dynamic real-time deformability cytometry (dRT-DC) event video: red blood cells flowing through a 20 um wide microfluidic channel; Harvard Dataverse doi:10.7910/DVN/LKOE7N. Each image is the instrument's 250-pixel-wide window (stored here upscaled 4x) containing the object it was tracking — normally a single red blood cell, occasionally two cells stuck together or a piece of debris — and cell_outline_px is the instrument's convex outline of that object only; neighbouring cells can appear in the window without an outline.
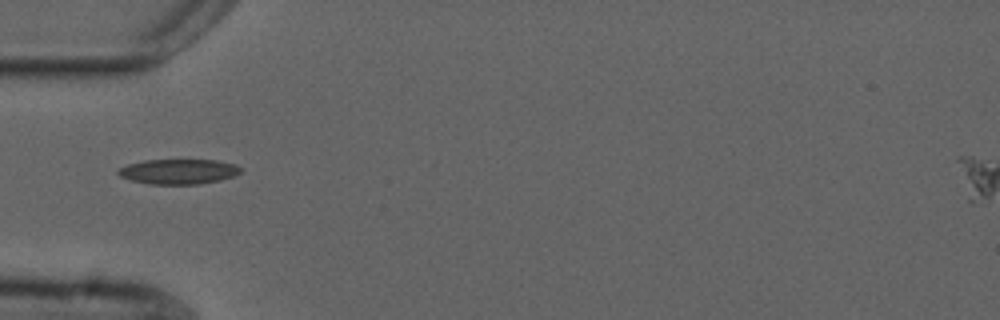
{"species": "common noctule bat (a hibernating species)", "species_latin": "Nyctalus noctula", "temperature_condition": "cold", "stored_images_in_passage": 7, "camera_frame_rate_fps": 3000, "um_per_image_px": 0.085, "animal": {"sex": "male", "forearm_length_mm": 52.5}, "frame": {"image": 1, "passage_image": 1, "time_ms": 0.0, "image_size_px": [1000, 320], "cell_outline_px": [[244, 168], [240, 172], [232, 176], [220, 180], [200, 184], [148, 184], [132, 180], [120, 176], [116, 172], [120, 168], [128, 164], [144, 160], [216, 160], [236, 164]], "centroid_in_image_um": [15.19, 14.58], "position_along_channel_um": 69.8, "area_um2": 17.86}}
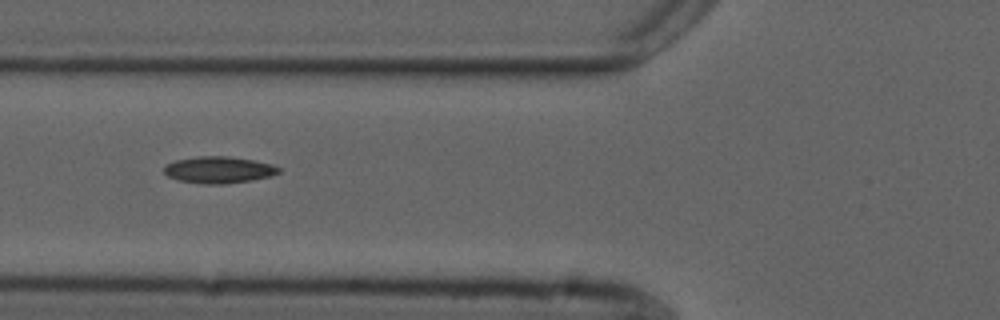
{"frame": {"image": 2, "passage_image": 4, "time_ms": 1.0, "image_size_px": [1000, 320], "cell_outline_px": [[280, 172], [272, 176], [252, 180], [224, 184], [204, 184], [180, 180], [168, 176], [164, 172], [164, 164], [176, 160], [196, 156], [228, 156], [252, 160], [272, 164], [280, 168]], "centroid_in_image_um": [18.59, 14.43], "position_along_channel_um": 107.2, "area_um2": 17.86}}